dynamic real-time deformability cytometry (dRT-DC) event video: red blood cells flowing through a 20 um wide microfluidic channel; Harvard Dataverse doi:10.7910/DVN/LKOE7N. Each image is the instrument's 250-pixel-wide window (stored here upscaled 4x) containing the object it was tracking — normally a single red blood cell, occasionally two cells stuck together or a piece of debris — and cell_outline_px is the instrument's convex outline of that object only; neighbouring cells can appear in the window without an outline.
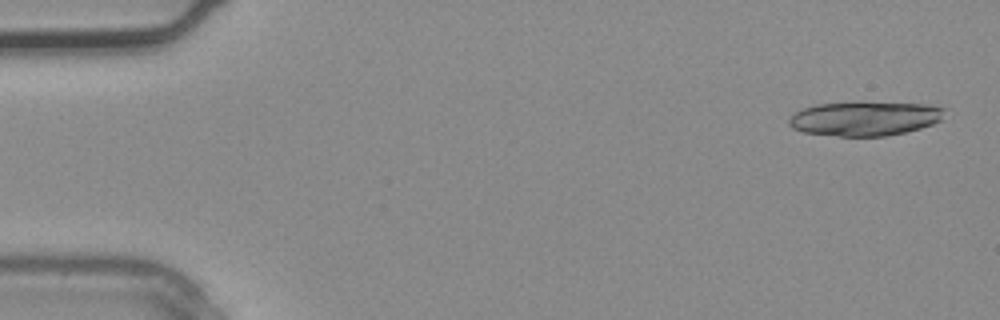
{"species": "common noctule bat (a hibernating species)", "species_latin": "Nyctalus noctula", "temperature_condition": "warm", "stored_images_in_passage": 3, "segment_of_instrument_passage": [1, 2], "camera_frame_rate_fps": 3000, "um_per_image_px": 0.085, "animal": {"sex": "male", "body_mass_g": 20.4}, "frame": {"image": 1, "passage_image": 1, "time_ms": 0.0, "image_size_px": [1000, 320], "cell_outline_px": [[948, 108], [940, 120], [932, 124], [920, 128], [904, 132], [884, 136], [840, 136], [804, 132], [792, 128], [788, 124], [788, 120], [796, 112], [804, 108], [816, 104], [928, 104]], "centroid_in_image_um": [73.53, 10.1], "position_along_channel_um": 11.5, "area_um2": 30.23}}